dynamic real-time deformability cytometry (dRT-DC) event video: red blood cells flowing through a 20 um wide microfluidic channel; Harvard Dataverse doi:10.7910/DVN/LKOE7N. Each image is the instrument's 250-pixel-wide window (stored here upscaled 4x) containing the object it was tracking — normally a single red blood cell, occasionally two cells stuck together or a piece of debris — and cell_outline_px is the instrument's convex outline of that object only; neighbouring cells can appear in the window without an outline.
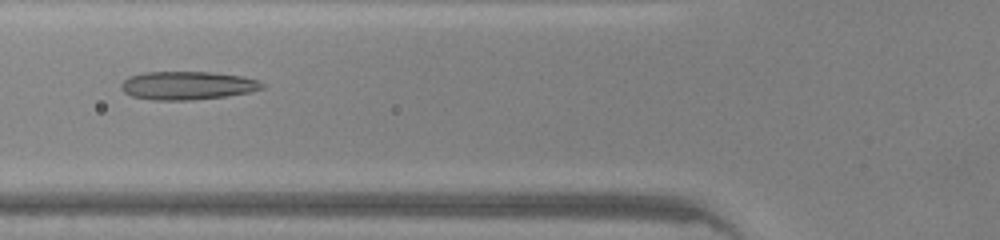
{"species": "common noctule bat (a hibernating species)", "species_latin": "Nyctalus noctula", "temperature_condition": "warm", "stored_images_in_passage": 40, "camera_frame_rate_fps": 3000, "um_per_image_px": 0.085, "animal": {"sex": "male", "body_mass_g": 20.0, "forearm_length_mm": 53.3}, "frame": {"image": 1, "passage_image": 11, "time_ms": 3.333, "image_size_px": [1000, 240], "cell_outline_px": [[264, 88], [248, 92], [224, 96], [188, 100], [156, 100], [132, 96], [124, 92], [120, 88], [120, 84], [128, 76], [144, 72], [212, 72], [240, 76], [256, 80], [264, 84]], "centroid_in_image_um": [15.87, 7.26], "position_along_channel_um": 109.9, "area_um2": 23.06}}
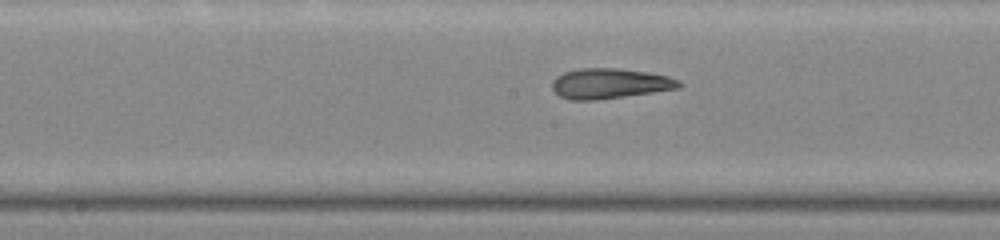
{"frame": {"image": 2, "passage_image": 17, "time_ms": 5.333, "image_size_px": [1000, 240], "cell_outline_px": [[684, 84], [680, 88], [596, 100], [572, 100], [560, 96], [552, 88], [552, 80], [556, 76], [564, 72], [580, 68], [616, 68], [648, 72], [668, 76], [680, 80]], "centroid_in_image_um": [51.84, 7.09], "position_along_channel_um": 196.4, "area_um2": 22.37}}
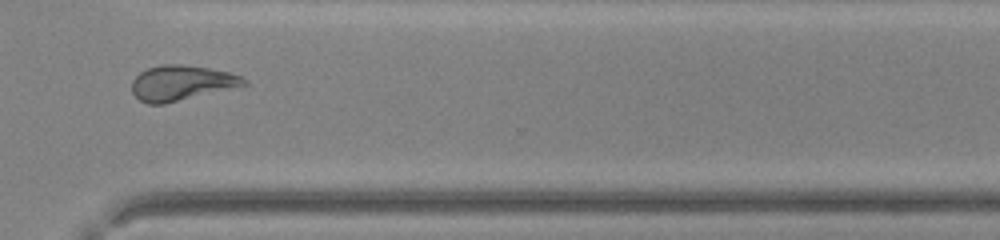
{"frame": {"image": 3, "passage_image": 28, "time_ms": 9.0, "image_size_px": [1000, 240], "cell_outline_px": [[248, 84], [164, 104], [148, 104], [140, 100], [132, 92], [132, 80], [140, 72], [148, 68], [160, 64], [180, 64], [208, 68], [228, 72], [240, 76], [248, 80]], "centroid_in_image_um": [15.39, 7.04], "position_along_channel_um": 355.2, "area_um2": 22.72}, "authors_computed_cell_mechanics": {"area_um2": 23.5535, "velocity_mm_per_s": 4.3312, "shape_relaxation_time_tau1_ms": null, "shape_relaxation_time_tau2_ms": 2.0558, "deformation_change_tau1": null, "deformation_change_tau2": 0.1035}}